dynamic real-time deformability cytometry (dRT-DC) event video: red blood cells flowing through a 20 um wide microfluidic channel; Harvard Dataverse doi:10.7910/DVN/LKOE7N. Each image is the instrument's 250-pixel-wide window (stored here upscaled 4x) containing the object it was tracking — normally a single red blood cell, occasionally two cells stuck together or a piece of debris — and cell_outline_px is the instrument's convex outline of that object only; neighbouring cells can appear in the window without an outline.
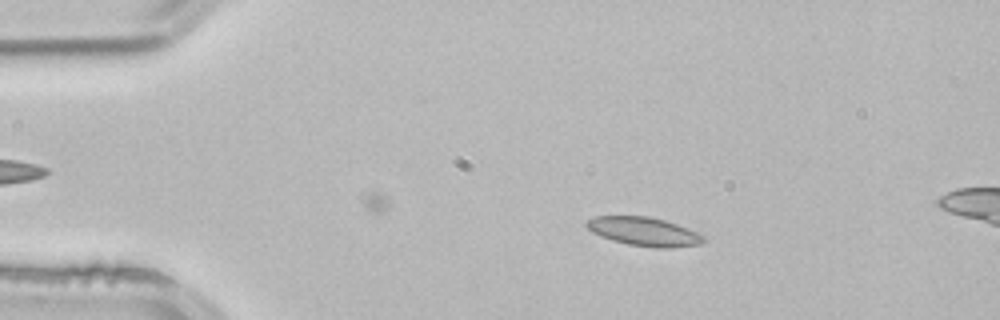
{"species": "common noctule bat (a hibernating species)", "species_latin": "Nyctalus noctula", "temperature_condition": "room temperature", "stored_images_in_passage": 15, "camera_frame_rate_fps": 3000, "um_per_image_px": 0.085, "animal": {"sex": "male", "body_mass_g": 21.5, "forearm_length_mm": 52.0}, "frame": {"image": 1, "passage_image": 9, "time_ms": 2.667, "image_size_px": [1000, 320], "cell_outline_px": [[708, 240], [700, 244], [668, 248], [656, 248], [628, 244], [612, 240], [600, 236], [592, 232], [584, 224], [588, 220], [596, 216], [648, 216], [664, 220], [688, 228], [704, 236]], "centroid_in_image_um": [54.75, 19.68], "position_along_channel_um": 30.3, "area_um2": 19.54}}